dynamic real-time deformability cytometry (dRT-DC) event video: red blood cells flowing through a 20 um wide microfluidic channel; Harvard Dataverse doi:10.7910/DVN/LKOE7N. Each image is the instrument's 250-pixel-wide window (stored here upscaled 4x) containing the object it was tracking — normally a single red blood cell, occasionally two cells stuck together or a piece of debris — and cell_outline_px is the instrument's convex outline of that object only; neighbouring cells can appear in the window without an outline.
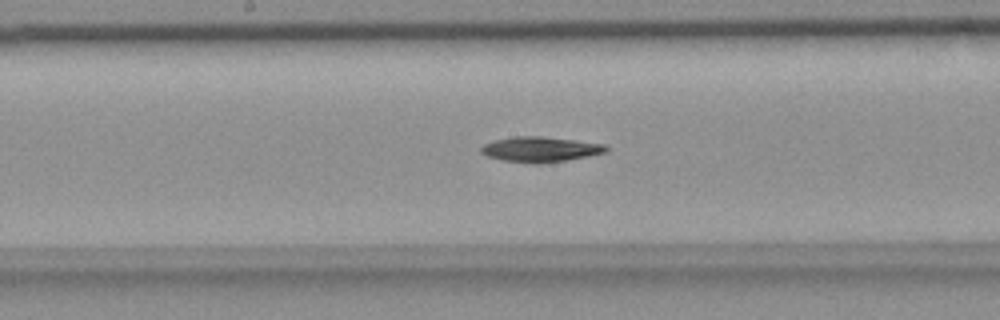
{"species": "common noctule bat (a hibernating species)", "species_latin": "Nyctalus noctula", "temperature_condition": "room temperature", "stored_images_in_passage": 55, "camera_frame_rate_fps": 3000, "um_per_image_px": 0.085, "animal": {"sex": "female", "body_mass_g": 18.4}, "frame": {"image": 1, "passage_image": 28, "time_ms": 9.0, "image_size_px": [1000, 320], "cell_outline_px": [[608, 152], [588, 156], [540, 164], [532, 164], [504, 160], [488, 156], [480, 152], [480, 148], [484, 144], [496, 140], [512, 136], [544, 136], [604, 144], [608, 148]], "centroid_in_image_um": [45.93, 12.69], "position_along_channel_um": 202.3, "area_um2": 18.32}}
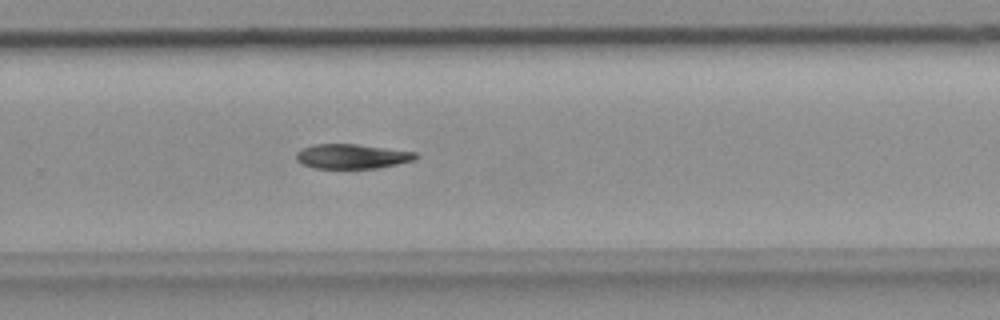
{"frame": {"image": 2, "passage_image": 36, "time_ms": 11.667, "image_size_px": [1000, 320], "cell_outline_px": [[420, 156], [412, 160], [396, 164], [376, 168], [312, 168], [296, 160], [296, 152], [300, 148], [312, 144], [356, 144], [416, 152]], "centroid_in_image_um": [29.87, 13.28], "position_along_channel_um": 299.9, "area_um2": 17.11}}
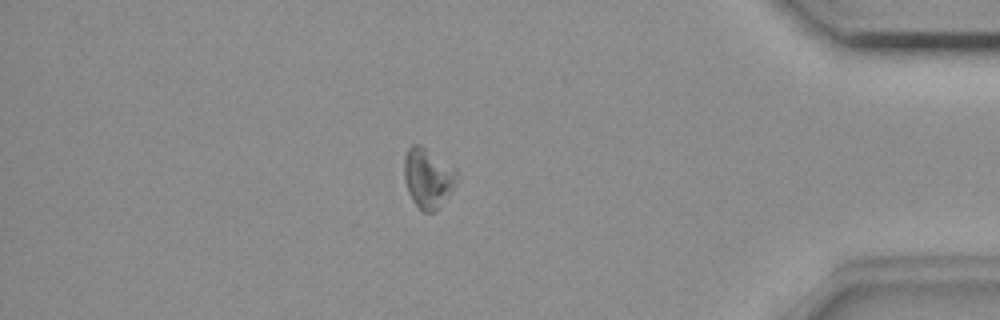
{"frame": {"image": 3, "passage_image": 47, "time_ms": 15.333, "image_size_px": [1000, 320], "cell_outline_px": [[460, 180], [440, 208], [436, 212], [424, 212], [412, 200], [408, 192], [404, 180], [404, 156], [408, 148], [412, 144], [420, 144], [456, 168], [460, 172]], "centroid_in_image_um": [36.43, 15.13], "position_along_channel_um": 398.8, "area_um2": 18.96}, "authors_computed_cell_mechanics": {"area_um2": 18.3804, "velocity_mm_per_s": 3.6704, "shape_relaxation_time_tau1_ms": 5.2845, "shape_relaxation_time_tau2_ms": null, "deformation_change_tau1": 0.111, "deformation_change_tau2": null}}